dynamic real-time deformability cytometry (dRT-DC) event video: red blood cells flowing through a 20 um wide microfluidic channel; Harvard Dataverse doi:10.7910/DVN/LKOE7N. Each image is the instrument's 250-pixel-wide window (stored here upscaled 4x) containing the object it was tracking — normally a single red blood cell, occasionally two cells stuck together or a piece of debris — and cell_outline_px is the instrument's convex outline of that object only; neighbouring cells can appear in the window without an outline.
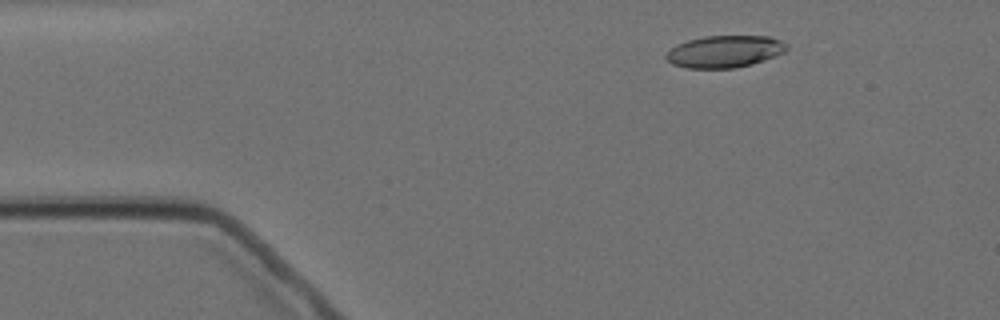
{"species": "Egyptian fruit bat (a non-hibernating species)", "species_latin": "Rousettus aegyptiacus", "temperature_condition": "cold", "stored_images_in_passage": 4, "camera_frame_rate_fps": 3000, "um_per_image_px": 0.085, "animal": {"sex": "female"}, "frame": {"image": 1, "passage_image": 3, "time_ms": 2.333, "image_size_px": [1000, 320], "cell_outline_px": [[788, 48], [784, 52], [764, 60], [752, 64], [732, 68], [688, 68], [672, 64], [664, 56], [672, 48], [688, 40], [704, 36], [768, 36], [780, 40], [788, 44]], "centroid_in_image_um": [61.62, 4.37], "position_along_channel_um": 23.4, "area_um2": 22.31}}